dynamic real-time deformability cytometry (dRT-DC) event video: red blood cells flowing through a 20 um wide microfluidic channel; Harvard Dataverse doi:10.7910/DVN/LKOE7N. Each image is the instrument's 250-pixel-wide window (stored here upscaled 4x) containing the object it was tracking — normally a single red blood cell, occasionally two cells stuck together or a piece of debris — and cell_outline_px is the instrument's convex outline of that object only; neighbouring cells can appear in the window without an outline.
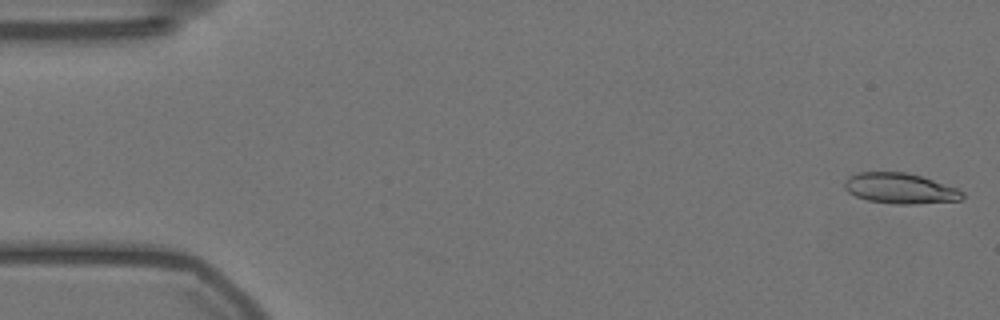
{"species": "Egyptian fruit bat (a non-hibernating species)", "species_latin": "Rousettus aegyptiacus", "temperature_condition": "warm", "stored_images_in_passage": 15, "camera_frame_rate_fps": 3000, "um_per_image_px": 0.085, "animal": {"sex": "female"}, "frame": {"image": 1, "passage_image": 1, "time_ms": 0.0, "image_size_px": [1000, 320], "cell_outline_px": [[964, 196], [960, 200], [916, 204], [896, 204], [868, 200], [856, 196], [848, 192], [844, 188], [844, 180], [848, 176], [856, 172], [904, 172], [920, 176], [956, 188], [964, 192]], "centroid_in_image_um": [76.46, 16.01], "position_along_channel_um": 8.5, "area_um2": 20.87}}